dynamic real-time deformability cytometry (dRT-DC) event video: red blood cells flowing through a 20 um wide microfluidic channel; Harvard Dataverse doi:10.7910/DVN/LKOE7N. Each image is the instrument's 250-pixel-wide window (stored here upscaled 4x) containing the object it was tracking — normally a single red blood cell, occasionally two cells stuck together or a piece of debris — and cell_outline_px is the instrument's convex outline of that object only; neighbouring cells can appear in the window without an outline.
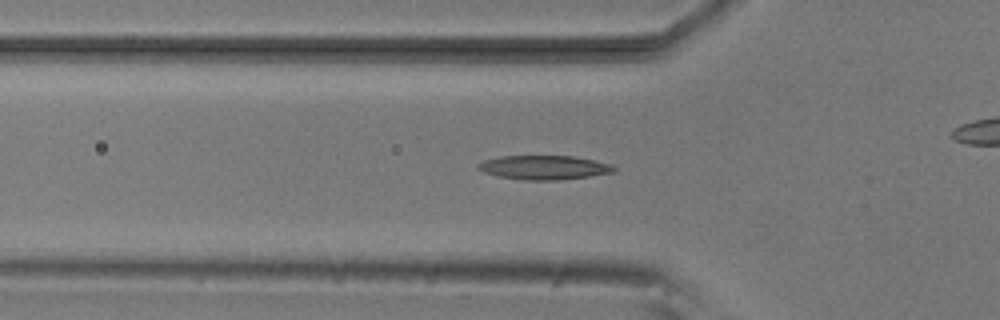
{"species": "common noctule bat (a hibernating species)", "species_latin": "Nyctalus noctula", "temperature_condition": "room temperature", "stored_images_in_passage": 42, "camera_frame_rate_fps": 3000, "um_per_image_px": 0.085, "animal": {"sex": "male", "body_mass_g": 20.5, "forearm_length_mm": 52.5}, "frame": {"image": 1, "passage_image": 16, "time_ms": 5.0, "image_size_px": [1000, 320], "cell_outline_px": [[616, 172], [588, 176], [556, 180], [524, 180], [496, 176], [484, 172], [476, 168], [476, 164], [484, 160], [500, 156], [572, 156], [612, 164], [616, 168]], "centroid_in_image_um": [46.21, 14.23], "position_along_channel_um": 79.6, "area_um2": 19.07}}
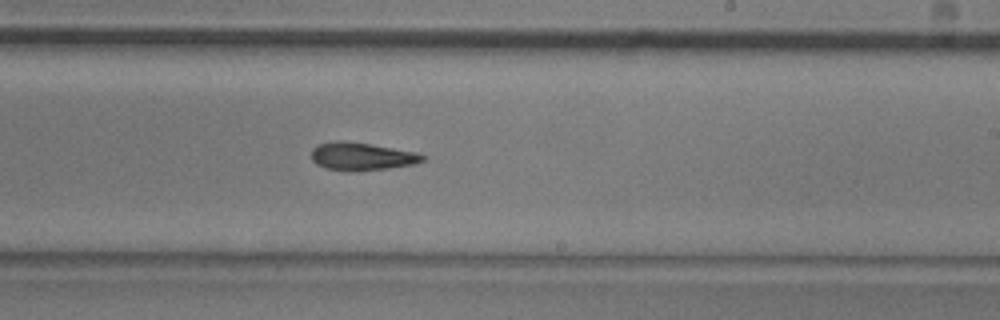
{"frame": {"image": 2, "passage_image": 30, "time_ms": 9.667, "image_size_px": [1000, 320], "cell_outline_px": [[424, 160], [412, 164], [388, 168], [356, 172], [348, 172], [324, 168], [316, 164], [312, 160], [312, 148], [316, 144], [336, 140], [340, 140], [368, 144], [416, 152], [424, 156]], "centroid_in_image_um": [30.66, 13.31], "position_along_channel_um": 258.3, "area_um2": 18.09}}
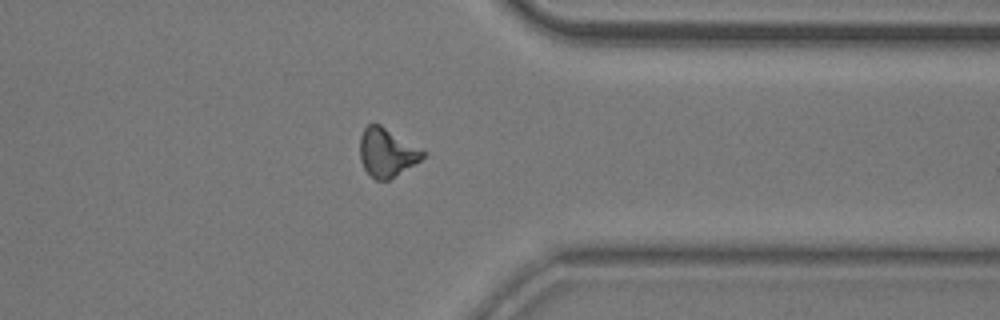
{"frame": {"image": 3, "passage_image": 40, "time_ms": 13.0, "image_size_px": [1000, 320], "cell_outline_px": [[428, 152], [420, 160], [388, 180], [376, 180], [364, 168], [360, 160], [360, 136], [364, 128], [368, 124], [380, 124]], "centroid_in_image_um": [32.88, 12.94], "position_along_channel_um": 378.5, "area_um2": 17.69}}